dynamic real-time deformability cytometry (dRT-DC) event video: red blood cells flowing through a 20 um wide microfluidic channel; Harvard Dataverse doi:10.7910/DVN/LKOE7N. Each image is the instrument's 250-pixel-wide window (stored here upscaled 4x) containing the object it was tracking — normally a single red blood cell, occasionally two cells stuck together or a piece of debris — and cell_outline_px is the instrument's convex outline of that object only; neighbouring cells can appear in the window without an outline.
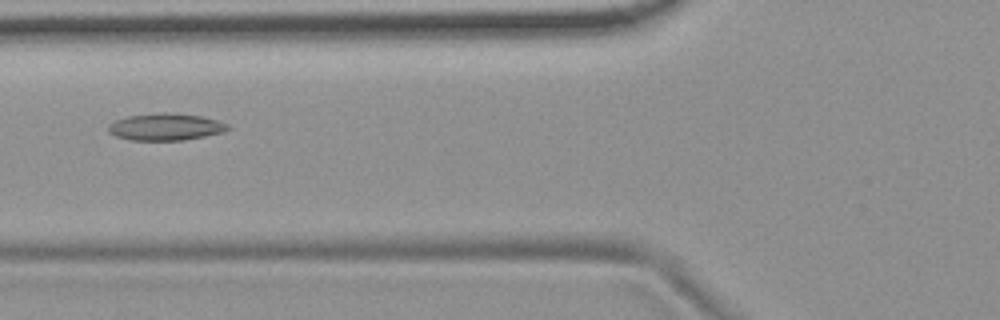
{"species": "common noctule bat (a hibernating species)", "species_latin": "Nyctalus noctula", "temperature_condition": "room temperature", "stored_images_in_passage": 2, "camera_frame_rate_fps": 3000, "um_per_image_px": 0.085, "animal": {"sex": "female", "body_mass_g": 19.9}, "frame": {"image": 1, "passage_image": 2, "time_ms": 0.333, "image_size_px": [1000, 320], "cell_outline_px": [[232, 128], [220, 132], [204, 136], [184, 140], [132, 140], [116, 136], [108, 132], [108, 124], [116, 120], [128, 116], [200, 116], [216, 120], [228, 124]], "centroid_in_image_um": [14.06, 10.85], "position_along_channel_um": 111.7, "area_um2": 17.51}}